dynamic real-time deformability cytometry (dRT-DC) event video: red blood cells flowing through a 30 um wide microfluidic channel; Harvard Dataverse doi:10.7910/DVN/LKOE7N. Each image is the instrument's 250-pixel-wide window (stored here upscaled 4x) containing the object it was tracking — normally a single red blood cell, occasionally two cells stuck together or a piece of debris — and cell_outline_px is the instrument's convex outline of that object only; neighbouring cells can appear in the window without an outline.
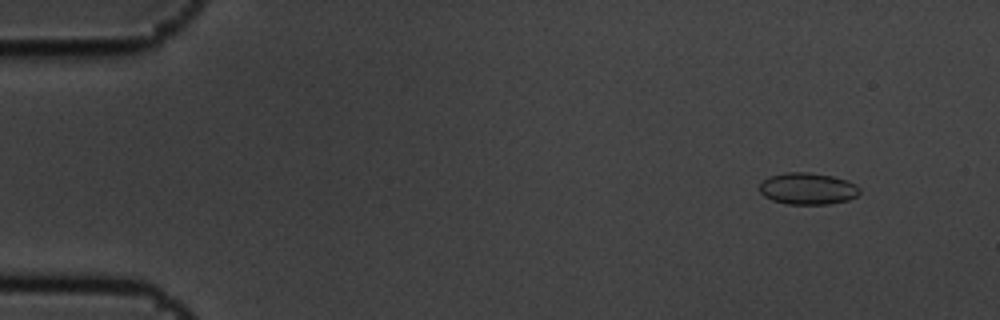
{"species": "common noctule bat (a hibernating species)", "species_latin": "Nyctalus noctula", "temperature_condition": "cold", "stored_images_in_passage": 9, "camera_frame_rate_fps": 3000, "um_per_image_px": 0.085, "animal": {"sex": "male", "body_mass_g": 19.5, "forearm_length_mm": 54.6}, "frame": {"image": 1, "passage_image": 2, "time_ms": 0.333, "image_size_px": [1000, 320], "cell_outline_px": [[860, 192], [856, 196], [848, 200], [828, 204], [788, 204], [772, 200], [764, 196], [760, 192], [760, 184], [768, 176], [784, 172], [808, 172], [832, 176], [848, 180], [856, 184], [860, 188]], "centroid_in_image_um": [68.66, 16.03], "position_along_channel_um": 16.3, "area_um2": 18.61}}
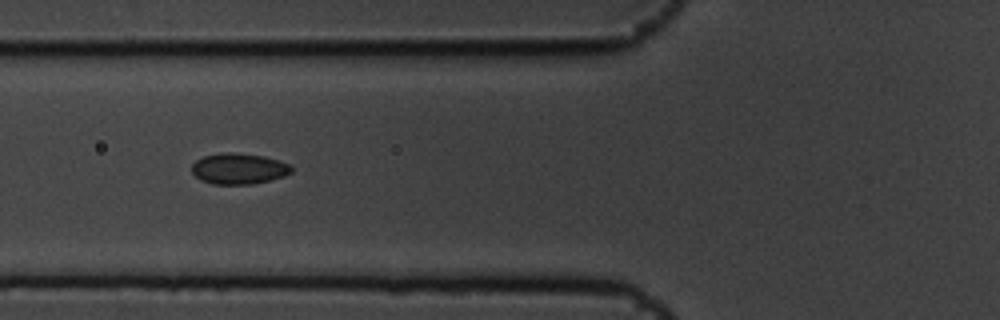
{"frame": {"image": 2, "passage_image": 6, "time_ms": 1.667, "image_size_px": [1000, 320], "cell_outline_px": [[292, 172], [284, 176], [252, 184], [212, 184], [200, 180], [192, 172], [192, 164], [196, 160], [204, 156], [224, 152], [264, 156], [280, 160], [292, 164]], "centroid_in_image_um": [20.31, 14.34], "position_along_channel_um": 105.5, "area_um2": 17.92}}
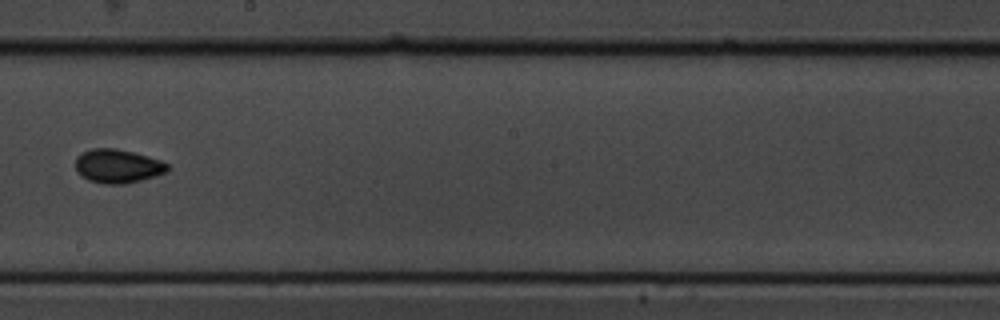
{"frame": {"image": 3, "passage_image": 9, "time_ms": 2.667, "image_size_px": [1000, 320], "cell_outline_px": [[168, 172], [156, 176], [124, 184], [104, 184], [88, 180], [80, 176], [76, 172], [76, 156], [92, 148], [116, 148], [148, 156], [160, 160], [168, 164]], "centroid_in_image_um": [9.99, 14.12], "position_along_channel_um": 238.2, "area_um2": 18.21}}